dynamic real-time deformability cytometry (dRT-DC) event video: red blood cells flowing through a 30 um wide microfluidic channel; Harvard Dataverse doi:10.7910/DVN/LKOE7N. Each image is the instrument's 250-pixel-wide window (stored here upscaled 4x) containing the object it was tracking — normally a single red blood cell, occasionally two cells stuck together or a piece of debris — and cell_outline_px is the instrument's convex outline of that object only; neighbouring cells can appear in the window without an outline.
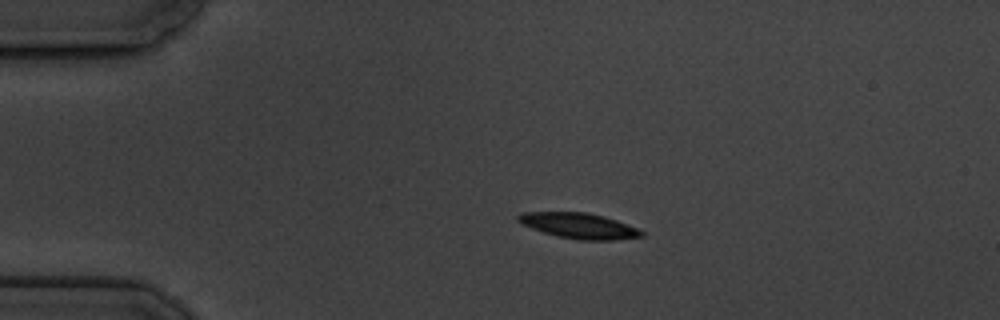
{"species": "common noctule bat (a hibernating species)", "species_latin": "Nyctalus noctula", "temperature_condition": "cold", "stored_images_in_passage": 4, "camera_frame_rate_fps": 3000, "um_per_image_px": 0.085, "animal": {"sex": "male", "body_mass_g": 19.5, "forearm_length_mm": 54.6}, "frame": {"image": 1, "passage_image": 3, "time_ms": 2.333, "image_size_px": [1000, 320], "cell_outline_px": [[644, 236], [616, 240], [576, 240], [556, 236], [520, 224], [516, 220], [516, 216], [520, 212], [588, 212], [604, 216], [616, 220], [636, 228], [644, 232]], "centroid_in_image_um": [49.18, 19.19], "position_along_channel_um": 35.8, "area_um2": 18.5}}